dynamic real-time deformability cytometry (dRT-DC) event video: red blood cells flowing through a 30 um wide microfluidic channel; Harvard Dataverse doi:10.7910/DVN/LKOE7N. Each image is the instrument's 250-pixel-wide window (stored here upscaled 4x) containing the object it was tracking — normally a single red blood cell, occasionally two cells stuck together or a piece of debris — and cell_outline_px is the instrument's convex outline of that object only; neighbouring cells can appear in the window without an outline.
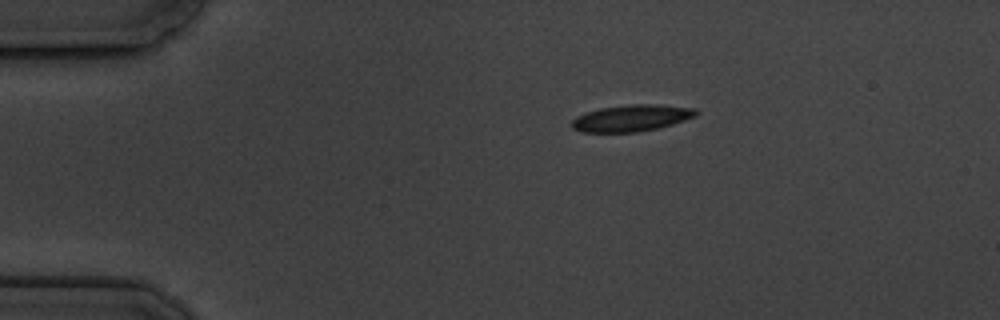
{"species": "common noctule bat (a hibernating species)", "species_latin": "Nyctalus noctula", "temperature_condition": "cold", "stored_images_in_passage": 2, "camera_frame_rate_fps": 3000, "um_per_image_px": 0.085, "animal": {"sex": "male", "body_mass_g": 19.5, "forearm_length_mm": 54.6}, "frame": {"image": 1, "passage_image": 1, "time_ms": 0.0, "image_size_px": [1000, 320], "cell_outline_px": [[700, 112], [696, 116], [672, 124], [656, 128], [636, 132], [580, 132], [572, 128], [572, 120], [576, 116], [600, 108], [632, 104], [656, 104], [696, 108]], "centroid_in_image_um": [53.69, 10.03], "position_along_channel_um": 31.3, "area_um2": 19.19}}